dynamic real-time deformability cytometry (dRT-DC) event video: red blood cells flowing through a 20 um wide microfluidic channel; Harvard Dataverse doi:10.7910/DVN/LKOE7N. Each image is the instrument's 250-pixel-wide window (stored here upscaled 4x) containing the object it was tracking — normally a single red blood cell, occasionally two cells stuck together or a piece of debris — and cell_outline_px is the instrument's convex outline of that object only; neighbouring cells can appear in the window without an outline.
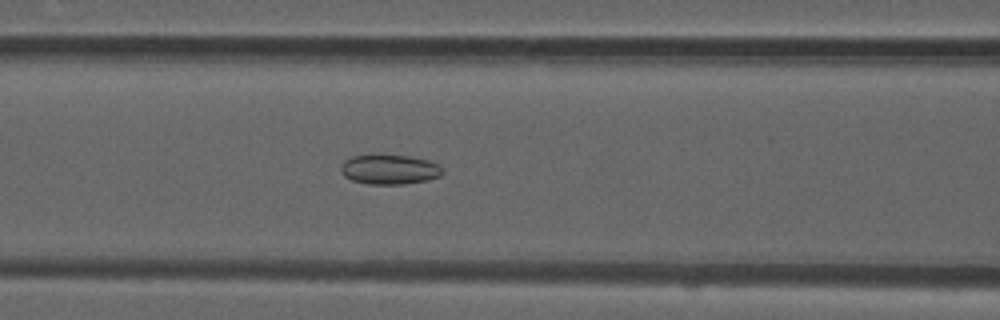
{"species": "common noctule bat (a hibernating species)", "species_latin": "Nyctalus noctula", "temperature_condition": "room temperature", "stored_images_in_passage": 49, "camera_frame_rate_fps": 3000, "um_per_image_px": 0.085, "animal": {"sex": "male", "forearm_length_mm": 52.5}, "frame": {"image": 1, "passage_image": 18, "time_ms": 5.667, "image_size_px": [1000, 320], "cell_outline_px": [[444, 172], [440, 176], [428, 180], [404, 184], [368, 184], [352, 180], [344, 176], [340, 172], [340, 168], [344, 160], [352, 156], [376, 152], [408, 156], [428, 160], [440, 164], [444, 168]], "centroid_in_image_um": [33.1, 14.36], "position_along_channel_um": 133.5, "area_um2": 18.38}}
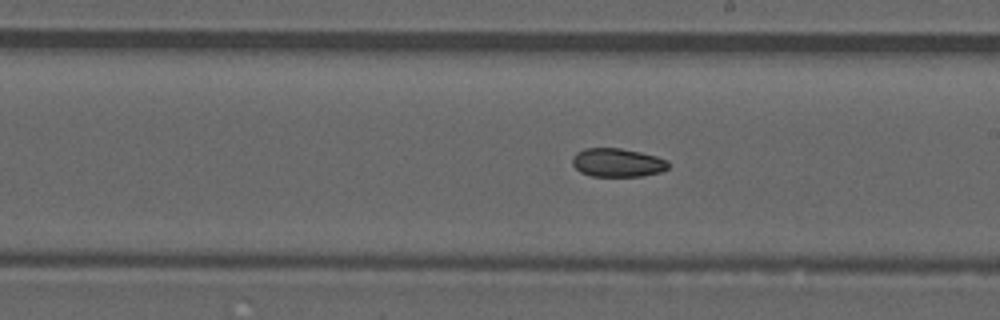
{"frame": {"image": 2, "passage_image": 26, "time_ms": 8.333, "image_size_px": [1000, 320], "cell_outline_px": [[668, 168], [660, 172], [640, 176], [592, 176], [580, 172], [572, 164], [572, 156], [576, 152], [584, 148], [620, 148], [640, 152], [656, 156], [668, 160]], "centroid_in_image_um": [52.46, 13.81], "position_along_channel_um": 236.5, "area_um2": 16.01}}
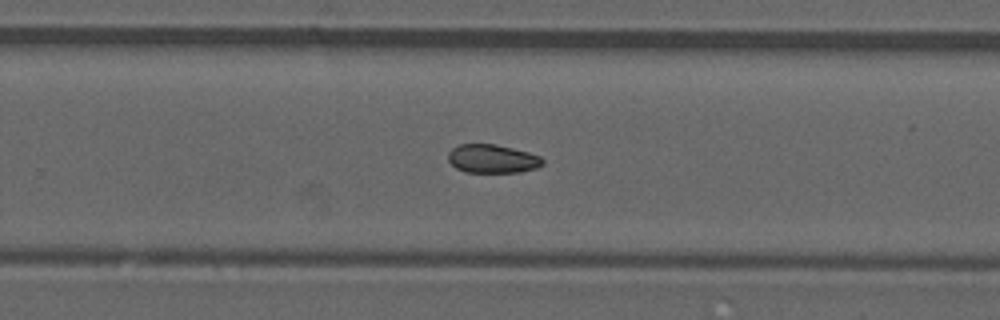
{"frame": {"image": 3, "passage_image": 30, "time_ms": 9.667, "image_size_px": [1000, 320], "cell_outline_px": [[544, 164], [536, 168], [520, 172], [464, 172], [456, 168], [448, 160], [448, 152], [452, 148], [460, 144], [496, 144], [528, 152], [540, 156], [544, 160]], "centroid_in_image_um": [41.85, 13.49], "position_along_channel_um": 287.9, "area_um2": 15.78}, "authors_computed_cell_mechanics": {"area_um2": 16.6464, "velocity_mm_per_s": 3.8728, "shape_relaxation_time_tau1_ms": null, "shape_relaxation_time_tau2_ms": 4.2317, "deformation_change_tau1": null, "deformation_change_tau2": 0.0538}}